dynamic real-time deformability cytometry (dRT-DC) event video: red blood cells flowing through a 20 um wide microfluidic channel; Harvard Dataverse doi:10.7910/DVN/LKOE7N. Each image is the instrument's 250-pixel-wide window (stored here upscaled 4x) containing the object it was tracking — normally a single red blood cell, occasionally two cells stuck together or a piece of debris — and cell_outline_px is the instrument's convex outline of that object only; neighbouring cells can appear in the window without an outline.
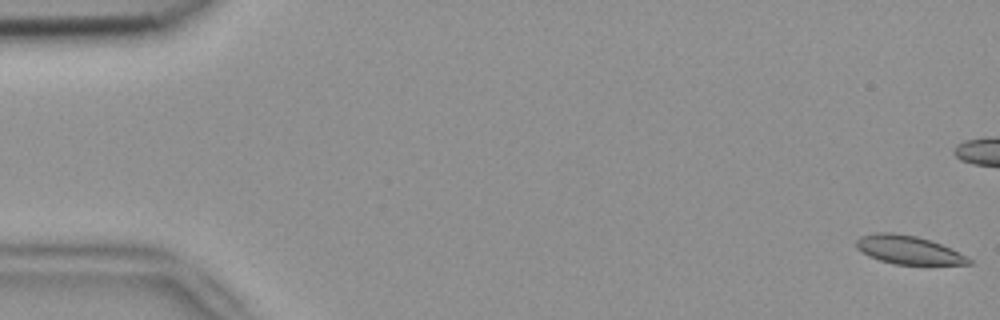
{"species": "common noctule bat (a hibernating species)", "species_latin": "Nyctalus noctula", "temperature_condition": "room temperature", "stored_images_in_passage": 6, "camera_frame_rate_fps": 3000, "um_per_image_px": 0.085, "animal": {"sex": "female", "body_mass_g": 18.4}, "frame": {"image": 1, "passage_image": 1, "time_ms": 0.0, "image_size_px": [1000, 320], "cell_outline_px": [[972, 264], [896, 264], [880, 260], [868, 256], [860, 252], [856, 248], [856, 240], [860, 236], [876, 232], [892, 232], [916, 236], [932, 240], [952, 248], [972, 260]], "centroid_in_image_um": [77.19, 21.22], "position_along_channel_um": 7.8, "area_um2": 18.73}}
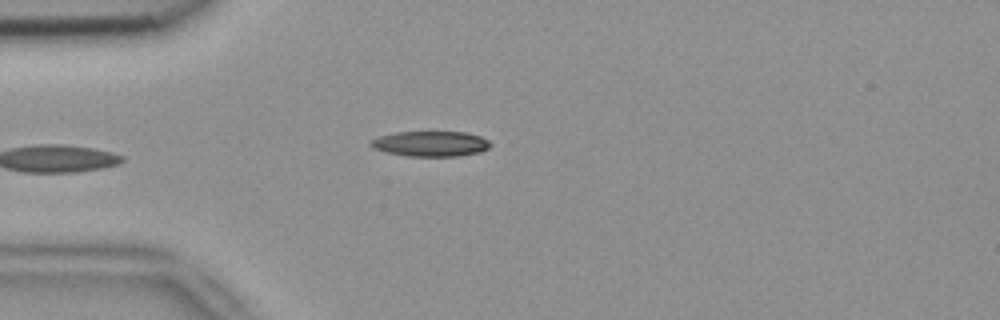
{"frame": {"image": 2, "passage_image": 6, "time_ms": 1.667, "image_size_px": [1000, 320], "cell_outline_px": [[492, 144], [488, 148], [480, 152], [460, 156], [408, 156], [384, 152], [372, 148], [368, 144], [372, 140], [380, 136], [396, 132], [464, 132], [480, 136], [488, 140]], "centroid_in_image_um": [36.59, 12.22], "position_along_channel_um": 48.4, "area_um2": 17.69}}